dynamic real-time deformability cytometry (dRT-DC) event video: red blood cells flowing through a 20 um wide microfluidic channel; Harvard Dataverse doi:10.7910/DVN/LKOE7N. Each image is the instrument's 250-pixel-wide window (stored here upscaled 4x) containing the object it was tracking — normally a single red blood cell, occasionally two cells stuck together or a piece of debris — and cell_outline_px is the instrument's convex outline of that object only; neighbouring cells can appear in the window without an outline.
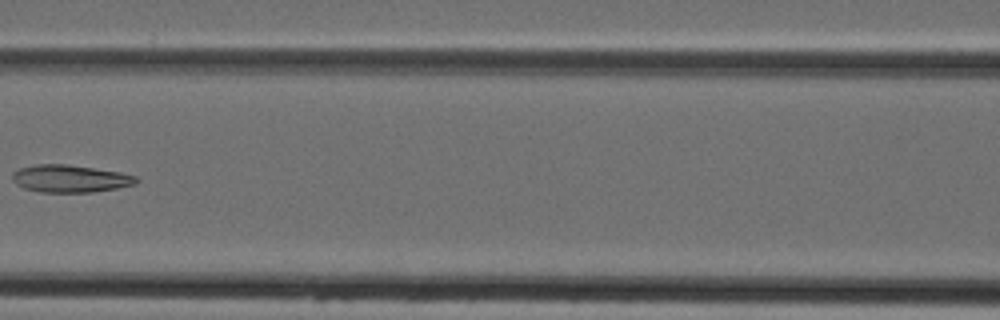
{"species": "Egyptian fruit bat (a non-hibernating species)", "species_latin": "Rousettus aegyptiacus", "temperature_condition": "cold", "stored_images_in_passage": 6, "camera_frame_rate_fps": 3000, "um_per_image_px": 0.085, "animal": {"sex": "female"}, "frame": {"image": 1, "passage_image": 5, "time_ms": 5.0, "image_size_px": [1000, 320], "cell_outline_px": [[140, 180], [136, 184], [116, 188], [92, 192], [40, 192], [24, 188], [16, 184], [12, 180], [12, 172], [20, 168], [36, 164], [68, 164], [120, 172], [136, 176]], "centroid_in_image_um": [5.95, 15.18], "position_along_channel_um": 160.6, "area_um2": 19.88}}
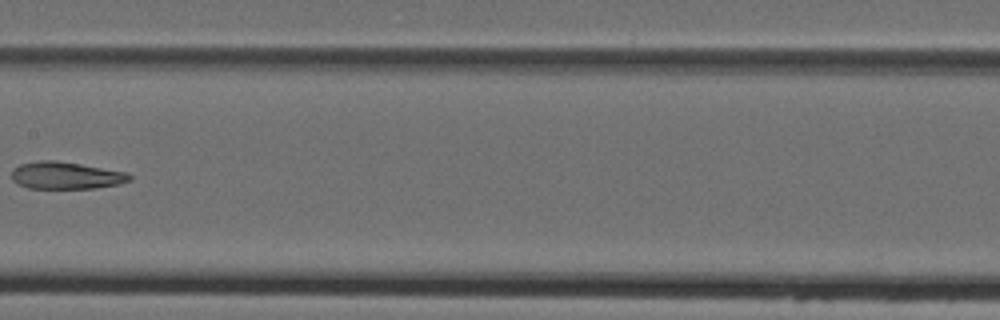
{"frame": {"image": 2, "passage_image": 6, "time_ms": 6.0, "image_size_px": [1000, 320], "cell_outline_px": [[132, 180], [120, 184], [96, 188], [28, 188], [16, 184], [12, 180], [12, 168], [20, 164], [40, 160], [56, 160], [80, 164], [124, 172], [132, 176]], "centroid_in_image_um": [5.57, 14.92], "position_along_channel_um": 201.8, "area_um2": 18.73}}